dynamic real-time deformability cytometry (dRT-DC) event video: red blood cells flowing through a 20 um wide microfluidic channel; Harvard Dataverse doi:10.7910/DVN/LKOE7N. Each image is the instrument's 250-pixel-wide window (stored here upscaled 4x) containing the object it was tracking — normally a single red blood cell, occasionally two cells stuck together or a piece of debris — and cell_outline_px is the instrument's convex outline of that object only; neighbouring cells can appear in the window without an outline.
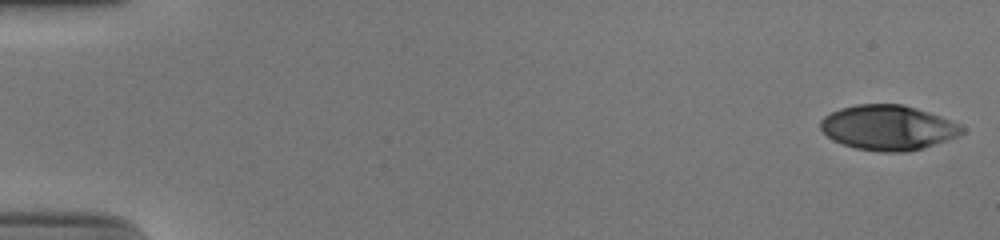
{"species": "human", "species_latin": "Homo sapiens", "temperature_condition": "cold", "stored_images_in_passage": 52, "camera_frame_rate_fps": 3000, "um_per_image_px": 0.085, "donor": {"sex": "male"}, "frame": {"image": 1, "passage_image": 1, "time_ms": 0.0, "image_size_px": [1000, 240], "cell_outline_px": [[964, 132], [956, 136], [920, 148], [904, 152], [880, 152], [856, 148], [832, 140], [820, 128], [820, 120], [824, 116], [840, 108], [856, 104], [900, 104], [916, 108], [940, 116], [960, 124], [964, 128]], "centroid_in_image_um": [75.44, 10.84], "position_along_channel_um": 9.6, "area_um2": 36.65}}
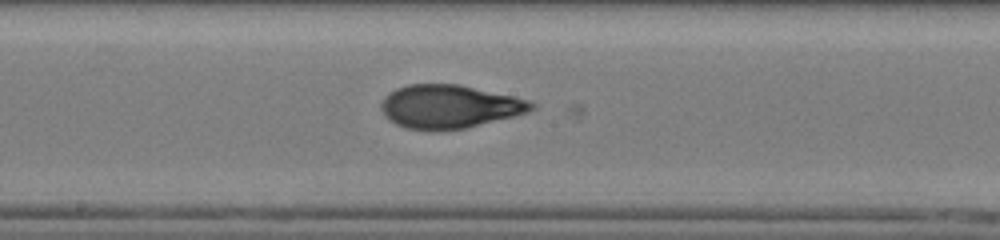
{"frame": {"image": 2, "passage_image": 29, "time_ms": 9.333, "image_size_px": [1000, 240], "cell_outline_px": [[536, 108], [528, 112], [464, 128], [404, 128], [388, 120], [384, 116], [380, 108], [380, 104], [384, 96], [388, 92], [396, 88], [408, 84], [460, 84], [512, 96], [528, 100], [536, 104]], "centroid_in_image_um": [38.15, 9.02], "position_along_channel_um": 210.0, "area_um2": 37.45}}
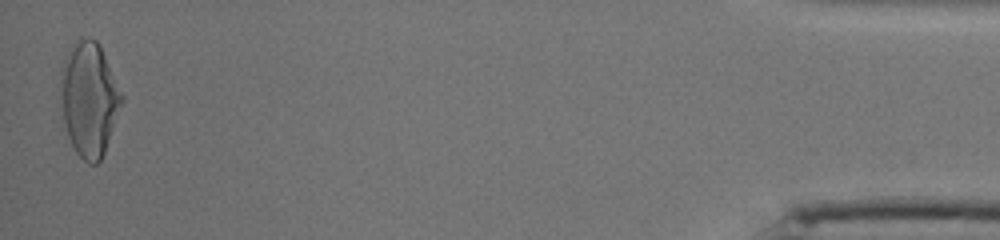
{"frame": {"image": 3, "passage_image": 52, "time_ms": 17.0, "image_size_px": [1000, 240], "cell_outline_px": [[124, 100], [104, 152], [100, 160], [96, 164], [88, 164], [76, 152], [68, 136], [64, 124], [60, 96], [60, 72], [64, 60], [72, 44], [80, 36], [88, 36], [96, 40], [100, 44], [124, 96]], "centroid_in_image_um": [7.58, 8.37], "position_along_channel_um": 427.6, "area_um2": 40.98}, "authors_computed_cell_mechanics": {"area_um2": 37.1365, "velocity_mm_per_s": 3.9242, "shape_relaxation_time_tau1_ms": 6.5555, "shape_relaxation_time_tau2_ms": 1.3314, "deformation_change_tau1": 0.2736, "deformation_change_tau2": 0.0811}}